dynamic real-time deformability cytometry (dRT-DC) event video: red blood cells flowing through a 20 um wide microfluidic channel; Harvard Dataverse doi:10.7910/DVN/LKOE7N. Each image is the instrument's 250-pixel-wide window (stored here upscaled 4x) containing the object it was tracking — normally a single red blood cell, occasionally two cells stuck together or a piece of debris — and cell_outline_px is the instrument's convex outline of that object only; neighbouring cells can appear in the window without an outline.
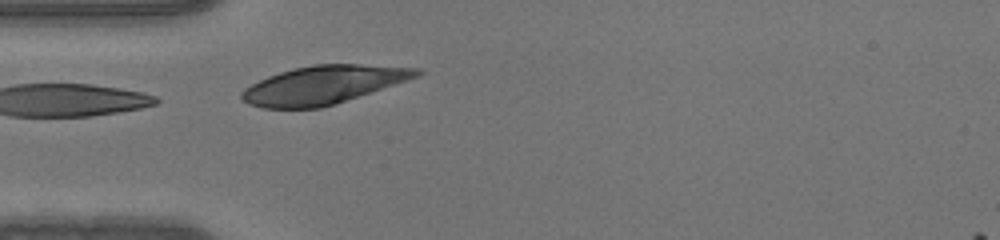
{"species": "human", "species_latin": "Homo sapiens", "temperature_condition": "warm", "stored_images_in_passage": 6, "camera_frame_rate_fps": 3000, "um_per_image_px": 0.085, "donor": {"sex": "male"}, "frame": {"image": 1, "passage_image": 6, "time_ms": 1.667, "image_size_px": [1000, 240], "cell_outline_px": [[424, 72], [420, 76], [320, 108], [264, 108], [248, 104], [240, 96], [240, 92], [244, 88], [268, 76], [280, 72], [312, 64], [360, 64], [424, 68]], "centroid_in_image_um": [27.5, 7.2], "position_along_channel_um": 57.5, "area_um2": 38.67}}